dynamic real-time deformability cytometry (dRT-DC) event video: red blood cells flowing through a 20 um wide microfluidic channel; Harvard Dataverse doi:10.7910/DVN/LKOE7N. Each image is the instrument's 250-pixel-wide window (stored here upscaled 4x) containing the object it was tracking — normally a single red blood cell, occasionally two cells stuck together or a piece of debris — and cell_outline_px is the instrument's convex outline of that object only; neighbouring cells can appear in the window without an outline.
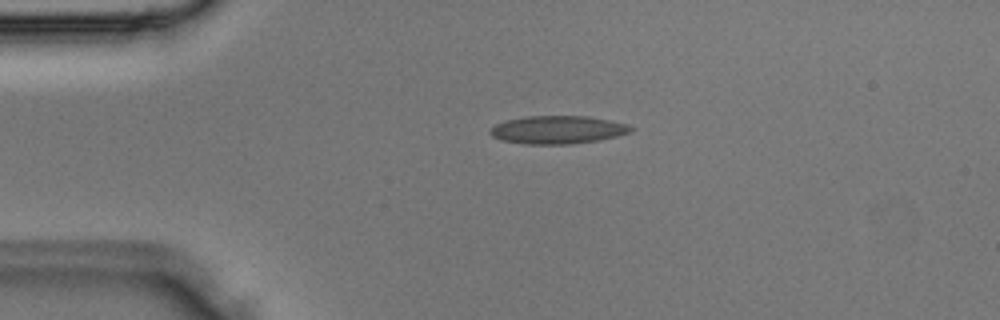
{"species": "Egyptian fruit bat (a non-hibernating species)", "species_latin": "Rousettus aegyptiacus", "temperature_condition": "room temperature", "stored_images_in_passage": 3, "camera_frame_rate_fps": 3000, "um_per_image_px": 0.085, "animal": {"sex": "male"}, "frame": {"image": 1, "passage_image": 3, "time_ms": 0.667, "image_size_px": [1000, 320], "cell_outline_px": [[636, 128], [632, 132], [600, 140], [572, 144], [524, 144], [500, 140], [492, 136], [488, 132], [496, 124], [508, 120], [524, 116], [588, 116], [628, 124]], "centroid_in_image_um": [47.43, 11.03], "position_along_channel_um": 37.6, "area_um2": 23.12}}